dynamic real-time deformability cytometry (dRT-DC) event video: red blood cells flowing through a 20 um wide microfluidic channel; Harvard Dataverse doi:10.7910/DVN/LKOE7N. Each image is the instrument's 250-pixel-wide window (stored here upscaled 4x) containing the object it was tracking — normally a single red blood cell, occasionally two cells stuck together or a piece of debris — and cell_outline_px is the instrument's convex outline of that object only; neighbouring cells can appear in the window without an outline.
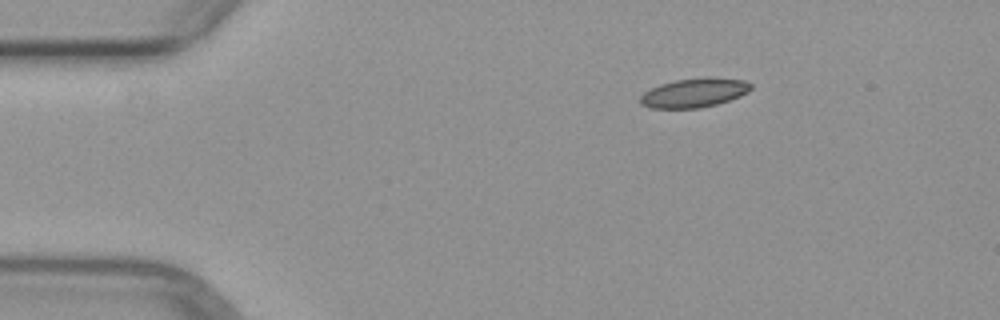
{"species": "common noctule bat (a hibernating species)", "species_latin": "Nyctalus noctula", "temperature_condition": "warm", "stored_images_in_passage": 2, "camera_frame_rate_fps": 3000, "um_per_image_px": 0.085, "animal": {"sex": "female", "body_mass_g": 29.2, "forearm_length_mm": 56.3}, "frame": {"image": 1, "passage_image": 1, "time_ms": 0.0, "image_size_px": [1000, 320], "cell_outline_px": [[752, 88], [748, 92], [740, 96], [716, 104], [700, 108], [648, 108], [640, 104], [640, 96], [644, 92], [660, 84], [676, 80], [744, 80], [752, 84]], "centroid_in_image_um": [58.94, 7.94], "position_along_channel_um": 26.1, "area_um2": 17.92}}